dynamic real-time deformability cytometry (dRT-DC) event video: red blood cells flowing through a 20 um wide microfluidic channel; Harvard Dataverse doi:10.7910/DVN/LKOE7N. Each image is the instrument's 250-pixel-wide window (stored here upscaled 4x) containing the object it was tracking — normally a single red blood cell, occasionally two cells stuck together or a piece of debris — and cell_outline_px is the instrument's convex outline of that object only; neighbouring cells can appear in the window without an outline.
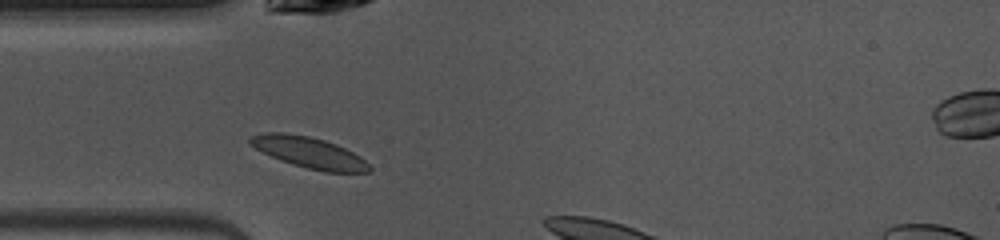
{"species": "common noctule bat (a hibernating species)", "species_latin": "Nyctalus noctula", "temperature_condition": "warm", "stored_images_in_passage": 4, "camera_frame_rate_fps": 3000, "um_per_image_px": 0.085, "animal": {"sex": "female", "body_mass_g": 10.0, "forearm_length_mm": 53.1}, "frame": {"image": 1, "passage_image": 1, "time_ms": 0.0, "image_size_px": [1000, 240], "cell_outline_px": [[372, 168], [368, 172], [324, 172], [292, 164], [280, 160], [256, 148], [248, 140], [252, 136], [264, 132], [284, 132], [308, 136], [324, 140], [336, 144], [360, 156]], "centroid_in_image_um": [26.29, 12.96], "position_along_channel_um": 58.7, "area_um2": 21.27}}